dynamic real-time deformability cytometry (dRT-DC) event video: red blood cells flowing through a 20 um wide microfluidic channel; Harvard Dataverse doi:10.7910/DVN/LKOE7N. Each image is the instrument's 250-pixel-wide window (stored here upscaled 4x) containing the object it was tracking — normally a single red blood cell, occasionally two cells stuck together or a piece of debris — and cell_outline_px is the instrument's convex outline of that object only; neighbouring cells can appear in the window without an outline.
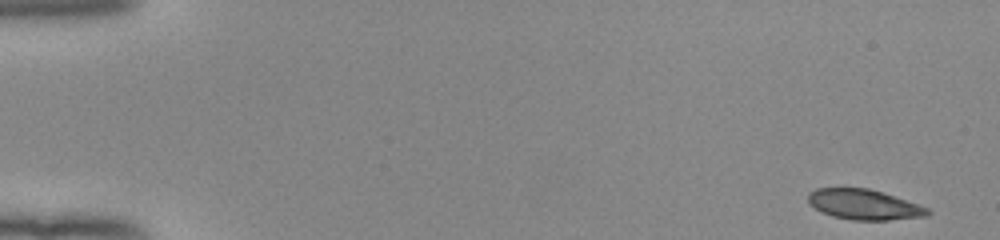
{"species": "human", "species_latin": "Homo sapiens", "temperature_condition": "room temperature", "stored_images_in_passage": 51, "camera_frame_rate_fps": 3000, "um_per_image_px": 0.085, "donor": {"sex": "female"}, "frame": {"image": 1, "passage_image": 1, "time_ms": 0.0, "image_size_px": [1000, 240], "cell_outline_px": [[932, 212], [928, 216], [888, 220], [852, 220], [832, 216], [820, 212], [808, 204], [808, 192], [816, 188], [868, 188], [928, 208]], "centroid_in_image_um": [73.38, 17.39], "position_along_channel_um": 11.6, "area_um2": 20.98}}
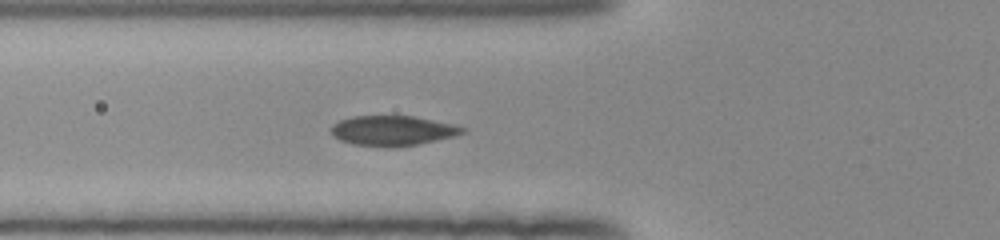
{"frame": {"image": 2, "passage_image": 19, "time_ms": 6.0, "image_size_px": [1000, 240], "cell_outline_px": [[468, 132], [436, 140], [396, 148], [392, 148], [352, 144], [340, 140], [332, 136], [328, 128], [332, 124], [340, 120], [352, 116], [416, 116], [452, 124], [468, 128]], "centroid_in_image_um": [33.34, 11.11], "position_along_channel_um": 92.5, "area_um2": 23.29}}
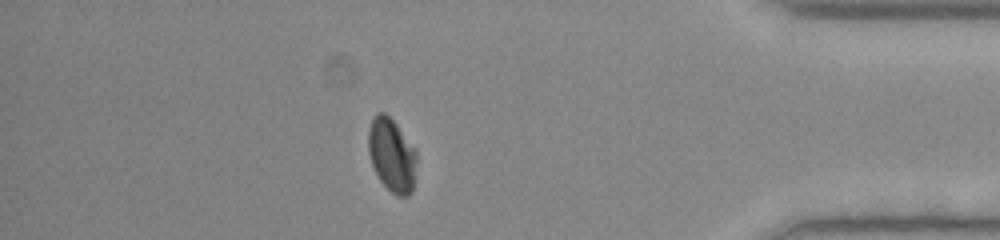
{"frame": {"image": 3, "passage_image": 45, "time_ms": 14.667, "image_size_px": [1000, 240], "cell_outline_px": [[416, 164], [412, 192], [408, 196], [396, 196], [380, 180], [372, 164], [368, 152], [368, 132], [372, 120], [376, 112], [384, 112], [396, 124], [416, 148]], "centroid_in_image_um": [33.31, 13.17], "position_along_channel_um": 401.9, "area_um2": 20.63}, "authors_computed_cell_mechanics": {"area_um2": 22.1374, "velocity_mm_per_s": 3.959, "shape_relaxation_time_tau1_ms": 4.377, "shape_relaxation_time_tau2_ms": null, "deformation_change_tau1": 0.1365, "deformation_change_tau2": null}}